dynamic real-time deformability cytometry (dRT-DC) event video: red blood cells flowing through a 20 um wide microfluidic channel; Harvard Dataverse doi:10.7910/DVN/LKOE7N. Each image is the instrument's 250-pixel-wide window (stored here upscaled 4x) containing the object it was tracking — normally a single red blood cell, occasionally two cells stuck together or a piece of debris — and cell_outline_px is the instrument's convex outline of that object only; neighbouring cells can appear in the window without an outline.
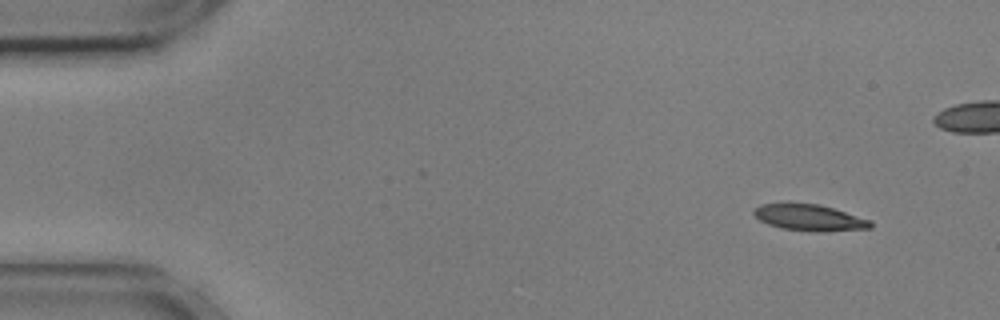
{"species": "common noctule bat (a hibernating species)", "species_latin": "Nyctalus noctula", "temperature_condition": "cold", "stored_images_in_passage": 52, "camera_frame_rate_fps": 3000, "um_per_image_px": 0.085, "animal": {"sex": "male", "body_mass_g": 17.9, "forearm_length_mm": 54.2}, "frame": {"image": 1, "passage_image": 1, "time_ms": 0.0, "image_size_px": [1000, 320], "cell_outline_px": [[872, 228], [824, 232], [816, 232], [780, 228], [768, 224], [760, 220], [752, 212], [760, 204], [788, 200], [820, 204], [872, 220]], "centroid_in_image_um": [68.77, 18.46], "position_along_channel_um": 16.2, "area_um2": 18.67}}
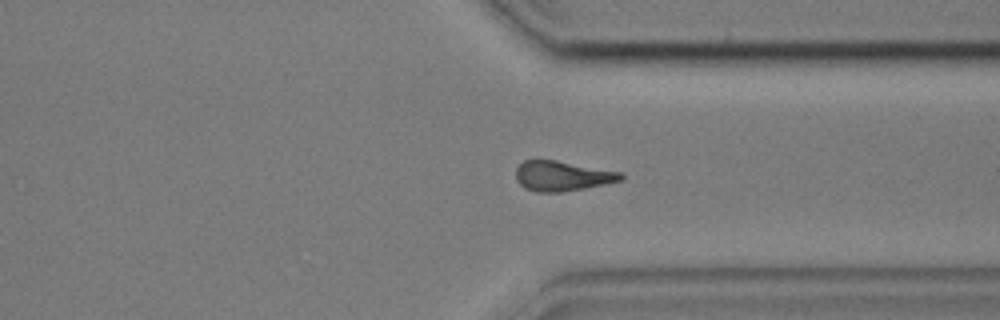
{"frame": {"image": 2, "passage_image": 38, "time_ms": 12.333, "image_size_px": [1000, 320], "cell_outline_px": [[624, 180], [584, 188], [560, 192], [536, 192], [524, 188], [516, 180], [516, 168], [524, 160], [556, 160], [624, 172]], "centroid_in_image_um": [47.81, 14.95], "position_along_channel_um": 363.6, "area_um2": 18.5}}
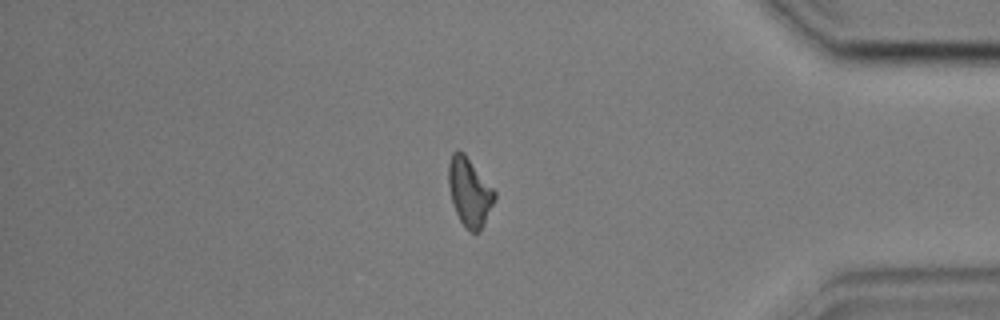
{"frame": {"image": 3, "passage_image": 43, "time_ms": 14.0, "image_size_px": [1000, 320], "cell_outline_px": [[496, 196], [480, 232], [468, 232], [464, 228], [452, 204], [448, 184], [448, 164], [452, 152], [464, 152], [496, 192]], "centroid_in_image_um": [39.89, 16.34], "position_along_channel_um": 395.3, "area_um2": 18.32}, "authors_computed_cell_mechanics": {"area_um2": 18.785, "velocity_mm_per_s": 3.6131, "shape_relaxation_time_tau1_ms": 4.2436, "shape_relaxation_time_tau2_ms": 11.2496, "deformation_change_tau1": 0.148, "deformation_change_tau2": 0.222}}